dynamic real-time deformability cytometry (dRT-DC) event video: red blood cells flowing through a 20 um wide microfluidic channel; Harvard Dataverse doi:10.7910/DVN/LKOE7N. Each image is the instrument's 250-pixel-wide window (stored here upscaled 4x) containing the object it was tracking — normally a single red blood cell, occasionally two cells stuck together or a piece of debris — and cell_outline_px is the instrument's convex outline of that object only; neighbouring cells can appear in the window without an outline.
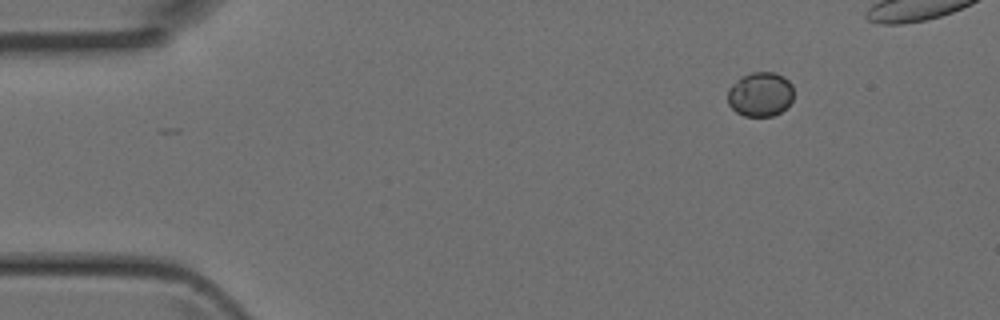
{"species": "Egyptian fruit bat (a non-hibernating species)", "species_latin": "Rousettus aegyptiacus", "temperature_condition": "room temperature", "stored_images_in_passage": 2, "camera_frame_rate_fps": 3000, "um_per_image_px": 0.085, "animal": {"sex": "female"}, "frame": {"image": 1, "passage_image": 2, "time_ms": 0.333, "image_size_px": [1000, 320], "cell_outline_px": [[792, 100], [780, 112], [772, 116], [744, 116], [736, 112], [728, 104], [728, 88], [740, 76], [752, 72], [776, 72], [784, 76], [792, 84]], "centroid_in_image_um": [64.6, 8.0], "position_along_channel_um": 20.4, "area_um2": 17.17}}